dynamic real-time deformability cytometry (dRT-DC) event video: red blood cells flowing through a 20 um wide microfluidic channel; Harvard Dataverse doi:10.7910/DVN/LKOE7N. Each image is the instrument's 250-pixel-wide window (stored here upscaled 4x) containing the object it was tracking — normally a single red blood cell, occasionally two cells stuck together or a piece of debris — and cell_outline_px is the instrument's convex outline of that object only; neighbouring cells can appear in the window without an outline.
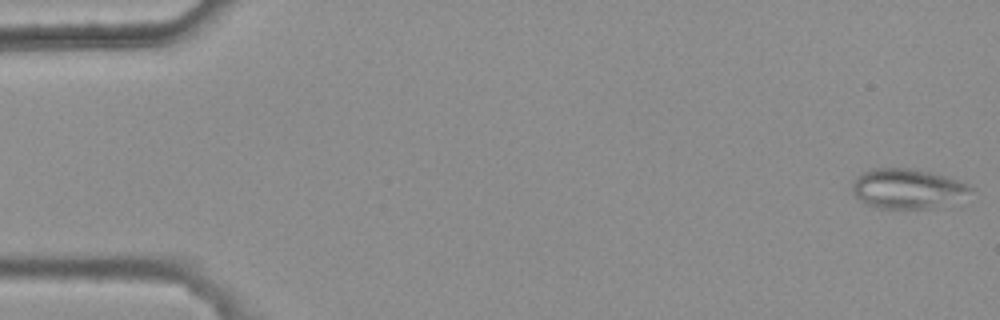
{"species": "common noctule bat (a hibernating species)", "species_latin": "Nyctalus noctula", "temperature_condition": "warm", "stored_images_in_passage": 7, "camera_frame_rate_fps": 3000, "um_per_image_px": 0.085, "animal": {"sex": "female", "body_mass_g": 25.1}, "frame": {"image": 1, "passage_image": 1, "time_ms": 0.0, "image_size_px": [1000, 320], "cell_outline_px": [[976, 188], [932, 208], [880, 208], [864, 204], [852, 192], [852, 180], [860, 172], [872, 168], [912, 168], [932, 172], [968, 184]], "centroid_in_image_um": [76.99, 16.0], "position_along_channel_um": 8.0, "area_um2": 26.99}}
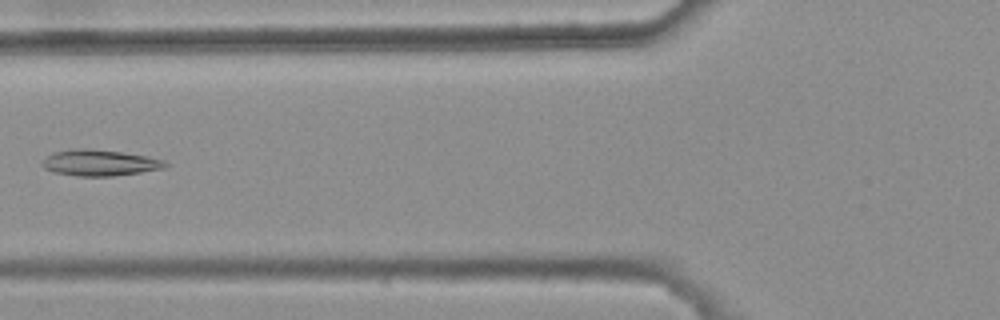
{"frame": {"image": 2, "passage_image": 6, "time_ms": 1.667, "image_size_px": [1000, 320], "cell_outline_px": [[172, 164], [164, 168], [140, 172], [112, 176], [76, 176], [52, 172], [44, 168], [40, 164], [48, 156], [56, 152], [72, 148], [88, 148], [120, 152], [144, 156], [164, 160]], "centroid_in_image_um": [8.47, 13.84], "position_along_channel_um": 117.3, "area_um2": 18.67}}
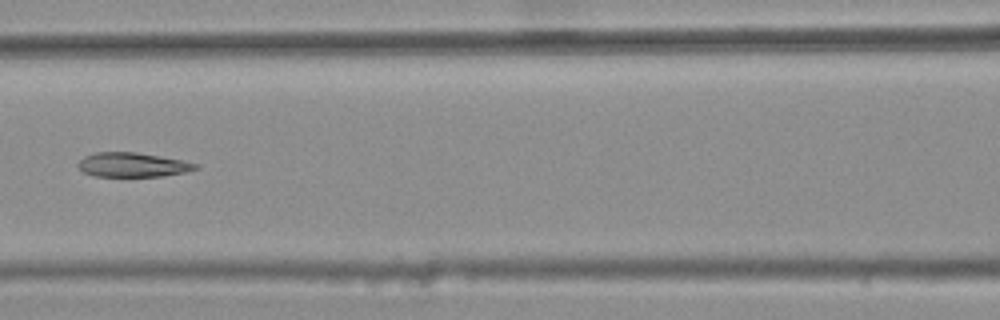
{"frame": {"image": 3, "passage_image": 7, "time_ms": 2.0, "image_size_px": [1000, 320], "cell_outline_px": [[200, 168], [184, 172], [164, 176], [96, 176], [84, 172], [76, 164], [84, 156], [96, 152], [136, 152], [184, 160], [200, 164]], "centroid_in_image_um": [11.31, 14.0], "position_along_channel_um": 155.3, "area_um2": 16.7}}